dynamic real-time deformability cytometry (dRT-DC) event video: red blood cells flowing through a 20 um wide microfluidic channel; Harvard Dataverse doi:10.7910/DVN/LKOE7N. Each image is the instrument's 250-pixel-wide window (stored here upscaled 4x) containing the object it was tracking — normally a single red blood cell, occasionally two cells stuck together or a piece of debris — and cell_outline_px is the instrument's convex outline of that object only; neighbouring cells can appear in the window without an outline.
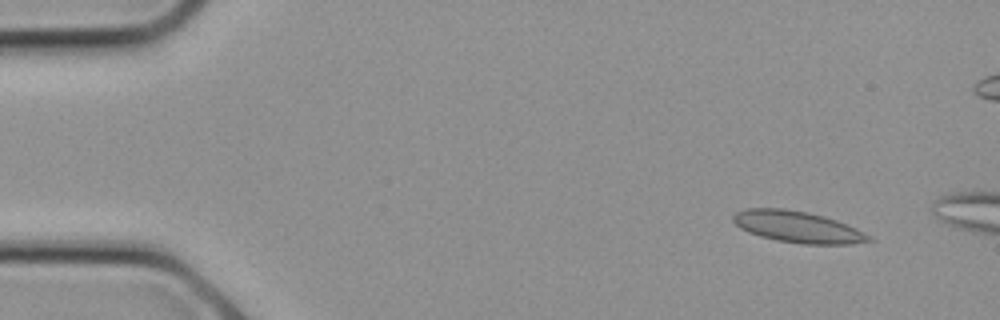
{"species": "common noctule bat (a hibernating species)", "species_latin": "Nyctalus noctula", "temperature_condition": "cold", "stored_images_in_passage": 7, "camera_frame_rate_fps": 3000, "um_per_image_px": 0.085, "animal": {"sex": "female", "body_mass_g": 21.9}, "frame": {"image": 1, "passage_image": 3, "time_ms": 0.667, "image_size_px": [1000, 320], "cell_outline_px": [[876, 240], [848, 244], [800, 244], [776, 240], [760, 236], [748, 232], [740, 228], [732, 220], [732, 216], [736, 212], [748, 208], [784, 208], [808, 212], [824, 216], [836, 220], [856, 228], [872, 236]], "centroid_in_image_um": [67.81, 19.29], "position_along_channel_um": 17.2, "area_um2": 24.97}}